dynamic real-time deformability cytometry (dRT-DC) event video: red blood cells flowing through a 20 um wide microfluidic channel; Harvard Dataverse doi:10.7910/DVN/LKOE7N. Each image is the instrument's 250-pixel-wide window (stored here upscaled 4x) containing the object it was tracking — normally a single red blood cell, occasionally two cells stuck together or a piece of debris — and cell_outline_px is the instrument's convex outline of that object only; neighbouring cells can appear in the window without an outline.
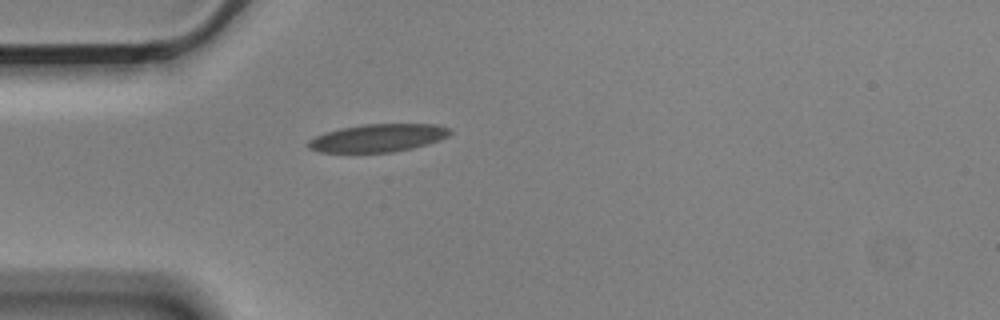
{"species": "Egyptian fruit bat (a non-hibernating species)", "species_latin": "Rousettus aegyptiacus", "temperature_condition": "cold", "stored_images_in_passage": 1, "camera_frame_rate_fps": 3000, "um_per_image_px": 0.085, "animal": {"sex": "male"}, "frame": {"image": 1, "passage_image": 1, "time_ms": 0.0, "image_size_px": [1000, 320], "cell_outline_px": [[452, 132], [448, 136], [440, 140], [412, 148], [392, 152], [320, 152], [308, 148], [308, 140], [316, 136], [340, 128], [364, 124], [436, 124], [452, 128]], "centroid_in_image_um": [32.17, 11.72], "position_along_channel_um": 52.8, "area_um2": 22.95}}